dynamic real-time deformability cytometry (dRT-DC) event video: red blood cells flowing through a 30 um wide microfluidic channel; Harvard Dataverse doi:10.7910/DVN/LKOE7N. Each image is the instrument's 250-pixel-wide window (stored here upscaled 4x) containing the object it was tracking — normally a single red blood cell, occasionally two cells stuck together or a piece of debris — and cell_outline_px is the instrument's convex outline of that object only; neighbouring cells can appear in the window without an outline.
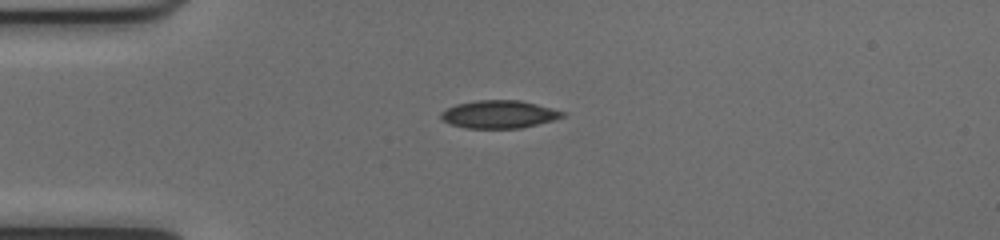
{"species": "common noctule bat (a hibernating species)", "species_latin": "Nyctalus noctula", "temperature_condition": "cold", "stored_images_in_passage": 39, "camera_frame_rate_fps": 3000, "um_per_image_px": 0.085, "animal": {"sex": "female", "body_mass_g": 17.0, "forearm_length_mm": 48.0}, "frame": {"image": 1, "passage_image": 1, "time_ms": 0.0, "image_size_px": [1000, 240], "cell_outline_px": [[564, 116], [552, 120], [520, 128], [464, 128], [452, 124], [444, 120], [440, 116], [440, 112], [456, 104], [476, 100], [520, 100], [552, 108], [564, 112]], "centroid_in_image_um": [42.39, 9.71], "position_along_channel_um": 42.6, "area_um2": 19.48}}
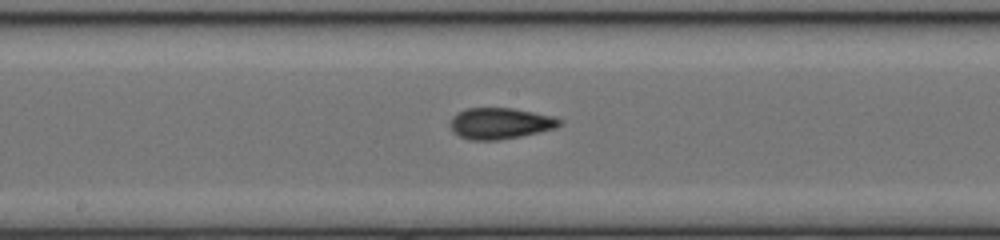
{"frame": {"image": 2, "passage_image": 15, "time_ms": 4.667, "image_size_px": [1000, 240], "cell_outline_px": [[564, 124], [556, 128], [540, 132], [520, 136], [496, 140], [468, 140], [452, 132], [448, 124], [452, 116], [456, 112], [464, 108], [512, 108], [552, 116], [564, 120]], "centroid_in_image_um": [42.49, 10.48], "position_along_channel_um": 205.7, "area_um2": 20.17}}
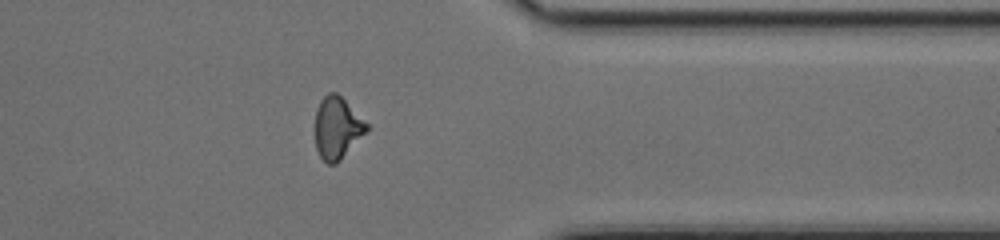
{"frame": {"image": 3, "passage_image": 29, "time_ms": 9.333, "image_size_px": [1000, 240], "cell_outline_px": [[368, 132], [336, 164], [328, 164], [320, 156], [316, 148], [316, 108], [320, 100], [328, 92], [336, 92], [368, 124]], "centroid_in_image_um": [28.67, 10.88], "position_along_channel_um": 382.7, "area_um2": 18.5}, "authors_computed_cell_mechanics": {"area_um2": 19.1318, "velocity_mm_per_s": 4.0279, "shape_relaxation_time_tau1_ms": null, "shape_relaxation_time_tau2_ms": 1.971, "deformation_change_tau1": null, "deformation_change_tau2": 0.0748}}